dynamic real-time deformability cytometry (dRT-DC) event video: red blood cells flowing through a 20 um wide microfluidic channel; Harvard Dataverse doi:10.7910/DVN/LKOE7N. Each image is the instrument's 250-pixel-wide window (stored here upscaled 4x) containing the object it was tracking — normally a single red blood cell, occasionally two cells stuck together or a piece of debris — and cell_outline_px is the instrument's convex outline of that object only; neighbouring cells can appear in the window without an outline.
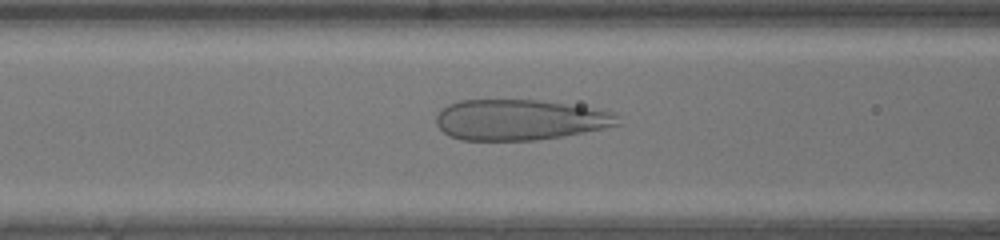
{"species": "human", "species_latin": "Homo sapiens", "temperature_condition": "warm", "stored_images_in_passage": 44, "camera_frame_rate_fps": 3000, "um_per_image_px": 0.085, "donor": {"sex": "male"}, "frame": {"image": 1, "passage_image": 16, "time_ms": 5.0, "image_size_px": [1000, 240], "cell_outline_px": [[620, 124], [604, 128], [560, 136], [536, 140], [460, 140], [448, 136], [436, 124], [436, 116], [448, 104], [460, 100], [540, 100], [616, 112]], "centroid_in_image_um": [44.15, 10.18], "position_along_channel_um": 122.5, "area_um2": 42.77}}
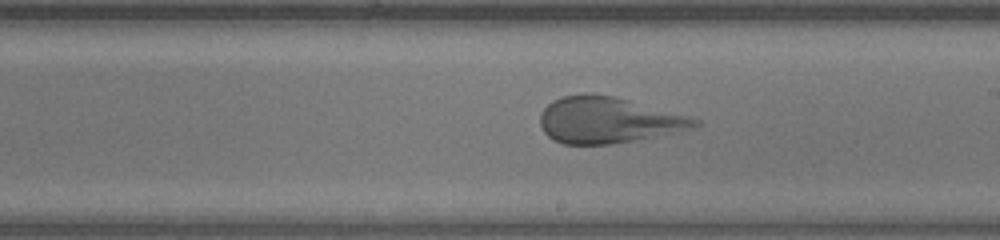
{"frame": {"image": 2, "passage_image": 24, "time_ms": 7.667, "image_size_px": [1000, 240], "cell_outline_px": [[700, 124], [688, 128], [672, 132], [636, 140], [612, 144], [564, 144], [552, 140], [544, 132], [540, 124], [540, 112], [552, 100], [560, 96], [584, 92], [588, 92], [616, 96], [688, 116], [700, 120]], "centroid_in_image_um": [51.6, 10.18], "position_along_channel_um": 237.4, "area_um2": 41.56}}
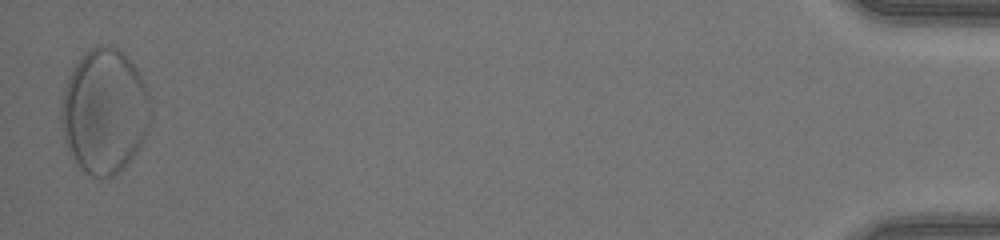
{"frame": {"image": 3, "passage_image": 44, "time_ms": 14.333, "image_size_px": [1000, 240], "cell_outline_px": [[152, 116], [148, 132], [144, 140], [136, 152], [112, 176], [92, 176], [84, 172], [68, 148], [60, 120], [60, 112], [64, 88], [68, 76], [80, 56], [84, 52], [96, 44], [108, 44], [124, 52], [136, 68], [144, 80], [148, 88], [152, 100]], "centroid_in_image_um": [8.92, 9.38], "position_along_channel_um": 426.3, "area_um2": 65.43}}